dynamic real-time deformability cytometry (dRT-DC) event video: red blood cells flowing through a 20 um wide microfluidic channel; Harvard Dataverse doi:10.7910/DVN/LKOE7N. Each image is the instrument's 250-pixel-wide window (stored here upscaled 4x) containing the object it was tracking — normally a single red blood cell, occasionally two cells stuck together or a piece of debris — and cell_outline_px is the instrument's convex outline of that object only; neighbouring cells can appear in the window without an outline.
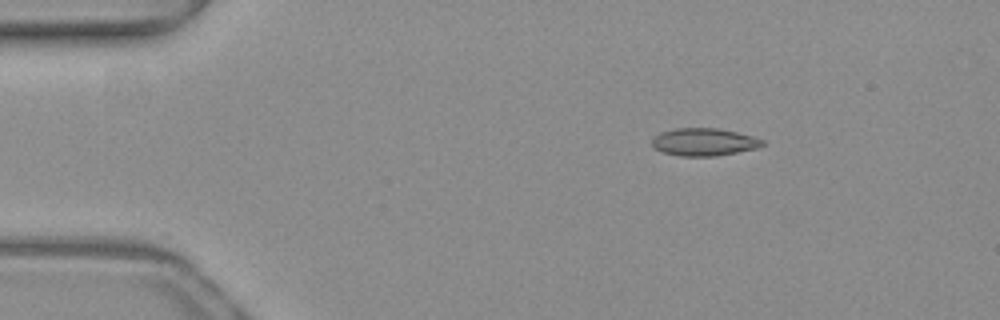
{"species": "common noctule bat (a hibernating species)", "species_latin": "Nyctalus noctula", "temperature_condition": "warm", "stored_images_in_passage": 10, "camera_frame_rate_fps": 3000, "um_per_image_px": 0.085, "animal": {"sex": "female", "body_mass_g": 19.3, "forearm_length_mm": 54.1}, "frame": {"image": 1, "passage_image": 1, "time_ms": 0.0, "image_size_px": [1000, 320], "cell_outline_px": [[764, 144], [756, 148], [716, 156], [680, 156], [664, 152], [656, 148], [652, 144], [652, 140], [660, 132], [676, 128], [720, 128], [752, 136], [764, 140]], "centroid_in_image_um": [59.85, 12.06], "position_along_channel_um": 25.2, "area_um2": 17.57}}
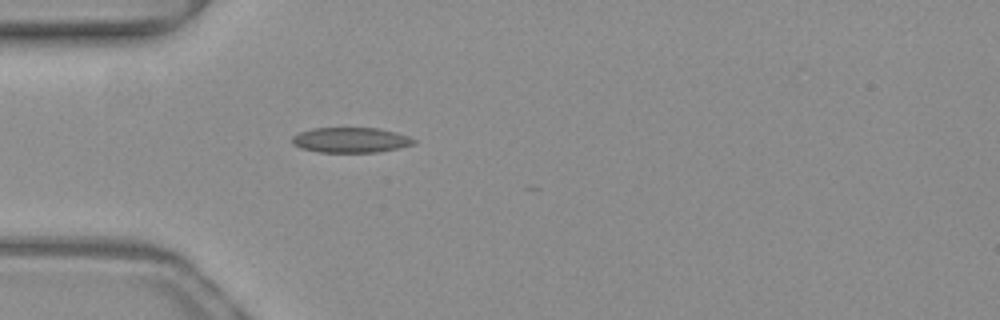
{"frame": {"image": 2, "passage_image": 8, "time_ms": 2.333, "image_size_px": [1000, 320], "cell_outline_px": [[416, 144], [400, 148], [376, 152], [320, 152], [300, 148], [292, 144], [292, 136], [300, 132], [312, 128], [380, 128], [396, 132], [408, 136], [416, 140]], "centroid_in_image_um": [29.83, 11.9], "position_along_channel_um": 55.2, "area_um2": 17.98}}